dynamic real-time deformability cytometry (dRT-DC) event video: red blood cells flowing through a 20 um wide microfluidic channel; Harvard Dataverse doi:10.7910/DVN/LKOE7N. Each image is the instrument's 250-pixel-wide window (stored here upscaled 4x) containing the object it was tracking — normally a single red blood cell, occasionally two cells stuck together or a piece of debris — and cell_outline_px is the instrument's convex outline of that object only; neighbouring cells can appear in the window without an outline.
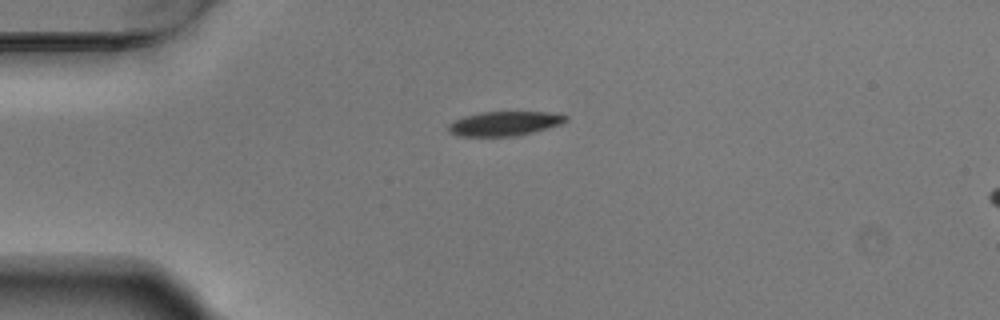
{"species": "Egyptian fruit bat (a non-hibernating species)", "species_latin": "Rousettus aegyptiacus", "temperature_condition": "warm", "stored_images_in_passage": 42, "camera_frame_rate_fps": 3000, "um_per_image_px": 0.085, "animal": {"sex": "male"}, "frame": {"image": 1, "passage_image": 1, "time_ms": 0.0, "image_size_px": [1000, 320], "cell_outline_px": [[568, 120], [560, 124], [532, 132], [512, 136], [460, 136], [448, 132], [448, 124], [464, 116], [480, 112], [556, 112], [568, 116]], "centroid_in_image_um": [42.89, 10.49], "position_along_channel_um": 42.1, "area_um2": 16.59}}
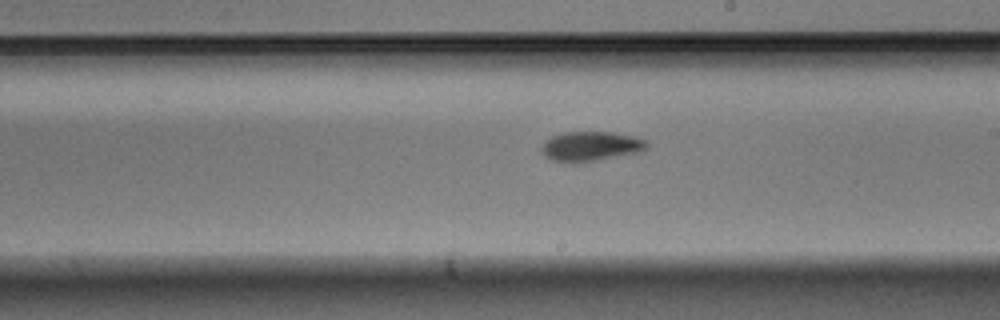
{"frame": {"image": 2, "passage_image": 19, "time_ms": 6.0, "image_size_px": [1000, 320], "cell_outline_px": [[648, 148], [636, 152], [596, 160], [572, 164], [552, 160], [544, 156], [540, 152], [540, 148], [552, 136], [564, 132], [612, 132], [636, 136], [644, 140], [648, 144]], "centroid_in_image_um": [50.17, 12.44], "position_along_channel_um": 238.8, "area_um2": 18.15}}
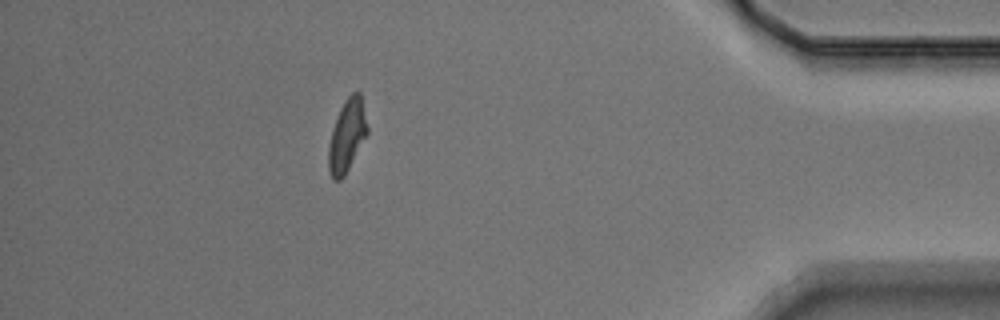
{"frame": {"image": 3, "passage_image": 36, "time_ms": 11.667, "image_size_px": [1000, 320], "cell_outline_px": [[368, 132], [344, 176], [340, 180], [332, 180], [328, 172], [328, 148], [332, 128], [340, 108], [344, 100], [352, 92], [360, 92], [368, 128]], "centroid_in_image_um": [29.47, 11.54], "position_along_channel_um": 405.7, "area_um2": 16.3}, "authors_computed_cell_mechanics": {"area_um2": 17.0221, "velocity_mm_per_s": 3.7258, "shape_relaxation_time_tau1_ms": 4.4281, "shape_relaxation_time_tau2_ms": 4.0041, "deformation_change_tau1": 0.1652, "deformation_change_tau2": 0.0994}}